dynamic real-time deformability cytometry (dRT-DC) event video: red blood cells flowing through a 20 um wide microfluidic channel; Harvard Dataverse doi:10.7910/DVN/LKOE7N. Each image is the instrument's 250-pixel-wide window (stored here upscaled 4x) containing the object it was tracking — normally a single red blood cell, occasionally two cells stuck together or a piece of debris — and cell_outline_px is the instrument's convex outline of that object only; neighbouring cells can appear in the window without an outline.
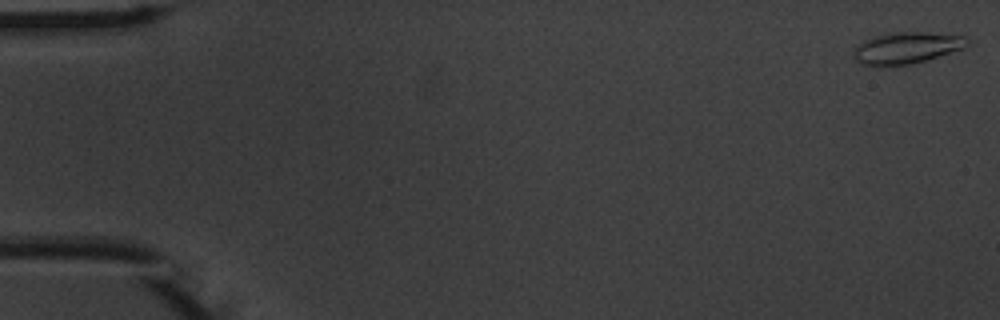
{"species": "common noctule bat (a hibernating species)", "species_latin": "Nyctalus noctula", "temperature_condition": "warm", "stored_images_in_passage": 54, "camera_frame_rate_fps": 3000, "um_per_image_px": 0.085, "animal": {"sex": "male", "body_mass_g": 20.1, "forearm_length_mm": 53.5}, "frame": {"image": 1, "passage_image": 1, "time_ms": 0.0, "image_size_px": [1000, 320], "cell_outline_px": [[972, 40], [964, 48], [924, 60], [908, 64], [860, 64], [852, 56], [852, 52], [864, 40], [872, 36], [888, 32], [920, 32], [964, 36]], "centroid_in_image_um": [77.06, 4.03], "position_along_channel_um": 7.9, "area_um2": 20.46}}
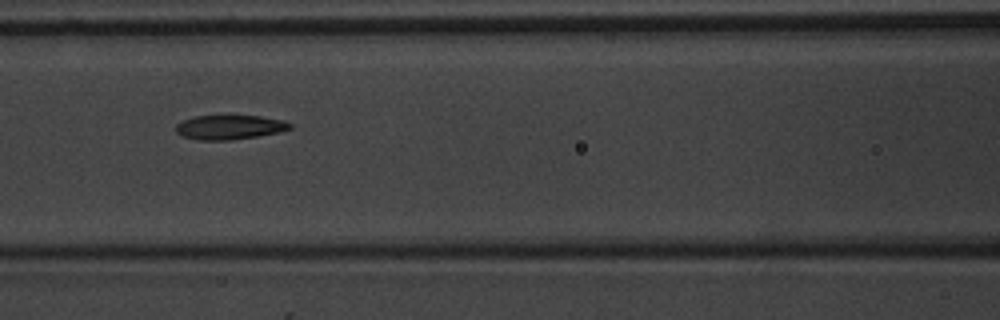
{"frame": {"image": 2, "passage_image": 24, "time_ms": 7.667, "image_size_px": [1000, 320], "cell_outline_px": [[292, 128], [260, 136], [228, 140], [200, 140], [184, 136], [176, 132], [176, 124], [180, 120], [196, 116], [224, 112], [232, 112], [260, 116], [280, 120], [292, 124]], "centroid_in_image_um": [19.47, 10.75], "position_along_channel_um": 147.1, "area_um2": 17.05}}
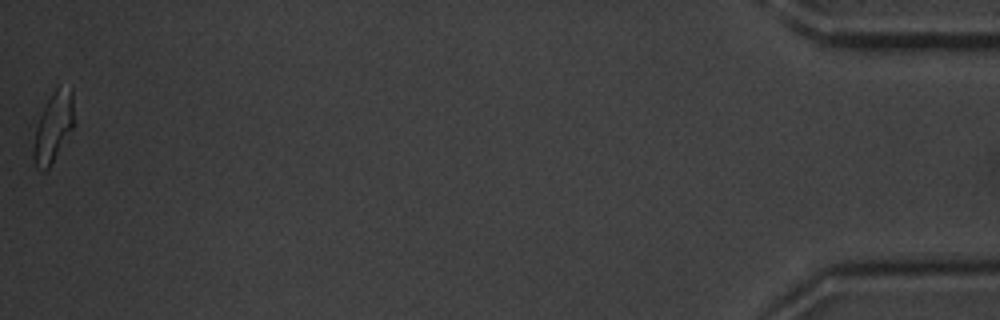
{"frame": {"image": 3, "passage_image": 54, "time_ms": 17.667, "image_size_px": [1000, 320], "cell_outline_px": [[72, 128], [48, 168], [44, 172], [40, 172], [36, 168], [32, 156], [32, 152], [36, 128], [40, 116], [52, 92], [56, 88], [72, 88]], "centroid_in_image_um": [4.48, 10.87], "position_along_channel_um": 430.7, "area_um2": 15.78}, "authors_computed_cell_mechanics": {"area_um2": 17.1088, "velocity_mm_per_s": 3.7733, "shape_relaxation_time_tau1_ms": 3.1732, "shape_relaxation_time_tau2_ms": 2.3556, "deformation_change_tau1": 0.1687, "deformation_change_tau2": 0.0964}}